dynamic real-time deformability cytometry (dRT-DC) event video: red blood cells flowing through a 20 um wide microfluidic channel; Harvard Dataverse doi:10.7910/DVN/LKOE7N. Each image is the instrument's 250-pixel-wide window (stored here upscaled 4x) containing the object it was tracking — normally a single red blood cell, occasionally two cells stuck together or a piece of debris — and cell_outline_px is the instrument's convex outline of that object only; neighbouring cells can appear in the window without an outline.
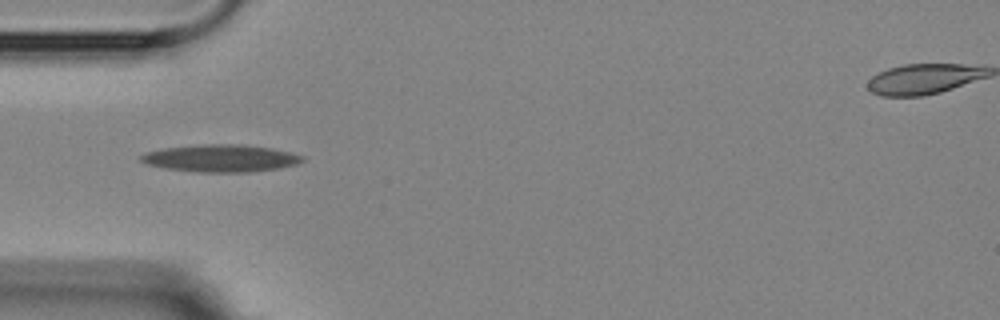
{"species": "Egyptian fruit bat (a non-hibernating species)", "species_latin": "Rousettus aegyptiacus", "temperature_condition": "room temperature", "stored_images_in_passage": 6, "camera_frame_rate_fps": 3000, "um_per_image_px": 0.085, "animal": {"sex": "female"}, "frame": {"image": 1, "passage_image": 1, "time_ms": 0.0, "image_size_px": [1000, 320], "cell_outline_px": [[304, 160], [296, 164], [280, 168], [248, 172], [200, 172], [164, 168], [144, 164], [140, 160], [140, 156], [144, 152], [160, 148], [200, 144], [244, 144], [272, 148], [304, 156]], "centroid_in_image_um": [18.71, 13.44], "position_along_channel_um": 66.3, "area_um2": 25.95}}
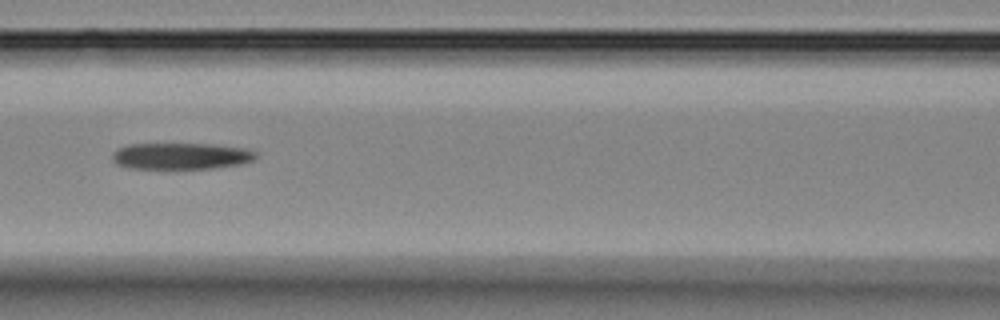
{"frame": {"image": 2, "passage_image": 3, "time_ms": 2.333, "image_size_px": [1000, 320], "cell_outline_px": [[256, 156], [252, 160], [240, 164], [212, 168], [128, 168], [116, 164], [112, 160], [112, 152], [128, 144], [208, 144], [244, 148], [256, 152]], "centroid_in_image_um": [15.34, 13.26], "position_along_channel_um": 151.3, "area_um2": 21.91}}
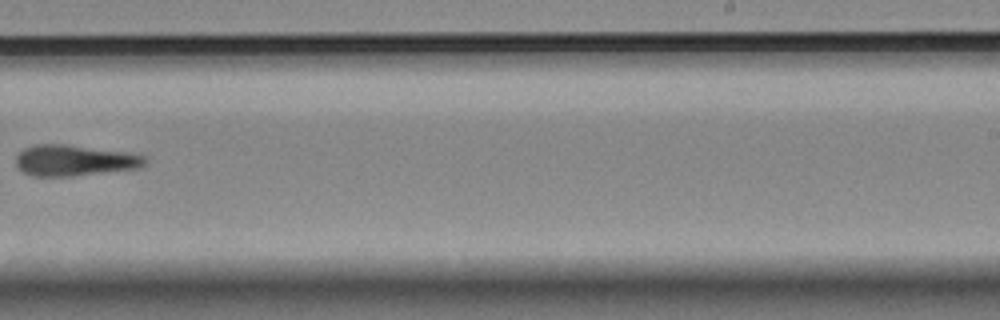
{"frame": {"image": 3, "passage_image": 6, "time_ms": 6.0, "image_size_px": [1000, 320], "cell_outline_px": [[148, 160], [144, 164], [136, 168], [72, 176], [32, 176], [16, 168], [16, 156], [24, 148], [32, 144], [64, 144], [128, 152], [144, 156]], "centroid_in_image_um": [6.27, 13.63], "position_along_channel_um": 282.7, "area_um2": 23.24}}